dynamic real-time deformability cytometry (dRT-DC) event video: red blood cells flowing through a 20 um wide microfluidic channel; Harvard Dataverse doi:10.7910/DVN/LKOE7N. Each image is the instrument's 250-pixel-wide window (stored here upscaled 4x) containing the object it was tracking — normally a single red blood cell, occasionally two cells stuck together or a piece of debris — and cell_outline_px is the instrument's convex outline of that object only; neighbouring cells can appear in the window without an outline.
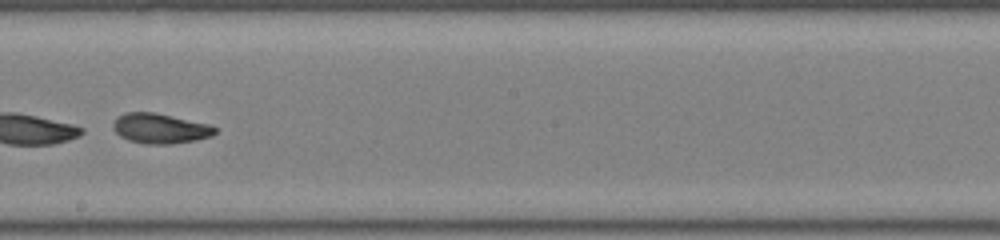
{"species": "common noctule bat (a hibernating species)", "species_latin": "Nyctalus noctula", "temperature_condition": "room temperature", "stored_images_in_passage": 50, "segment_of_instrument_passage": [2, 2], "camera_frame_rate_fps": 3000, "um_per_image_px": 0.085, "animal": {"sex": "male", "body_mass_g": 19.0, "forearm_length_mm": 50.8}, "frame": {"image": 1, "passage_image": 29, "time_ms": 9.333, "image_size_px": [1000, 240], "cell_outline_px": [[216, 132], [212, 136], [196, 140], [172, 144], [144, 144], [128, 140], [120, 136], [112, 128], [112, 124], [116, 116], [124, 112], [152, 112], [208, 124], [216, 128]], "centroid_in_image_um": [13.56, 10.92], "position_along_channel_um": 234.6, "area_um2": 17.86}}